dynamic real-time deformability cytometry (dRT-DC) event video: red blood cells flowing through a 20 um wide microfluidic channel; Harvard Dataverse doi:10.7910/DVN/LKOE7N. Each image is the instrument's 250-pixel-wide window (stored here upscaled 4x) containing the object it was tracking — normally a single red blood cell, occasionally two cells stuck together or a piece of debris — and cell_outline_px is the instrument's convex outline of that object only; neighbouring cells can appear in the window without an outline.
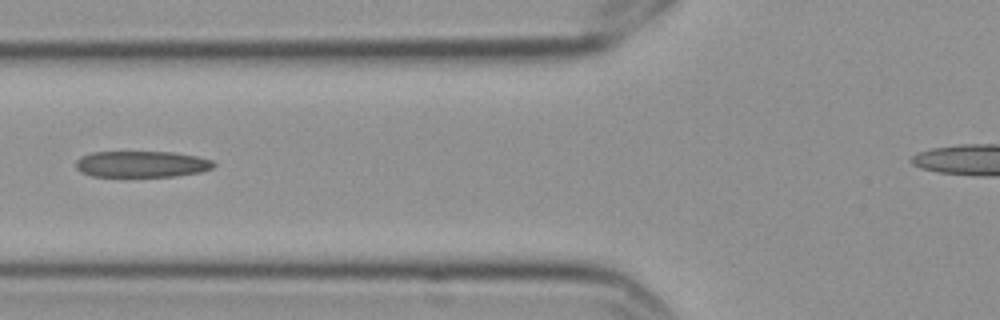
{"species": "Egyptian fruit bat (a non-hibernating species)", "species_latin": "Rousettus aegyptiacus", "temperature_condition": "cold", "stored_images_in_passage": 6, "camera_frame_rate_fps": 3000, "um_per_image_px": 0.085, "frame": {"image": 1, "passage_image": 5, "time_ms": 1.333, "image_size_px": [1000, 320], "cell_outline_px": [[216, 164], [212, 168], [200, 172], [176, 176], [92, 176], [80, 172], [76, 168], [76, 160], [80, 156], [92, 152], [172, 152], [196, 156], [212, 160]], "centroid_in_image_um": [12.02, 13.95], "position_along_channel_um": 113.8, "area_um2": 21.1}}
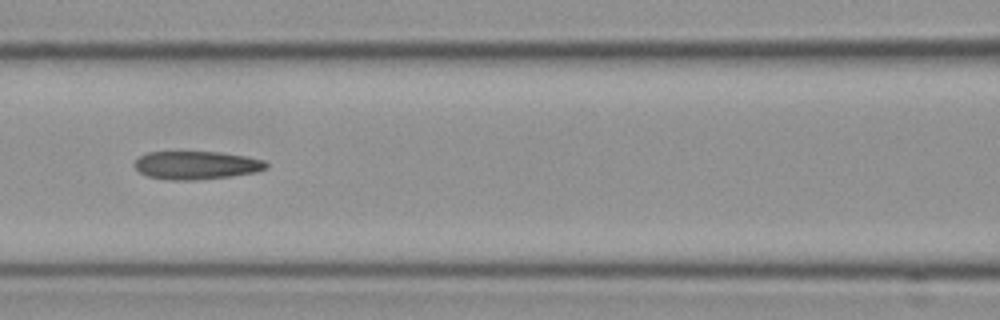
{"frame": {"image": 2, "passage_image": 6, "time_ms": 1.667, "image_size_px": [1000, 320], "cell_outline_px": [[268, 168], [256, 172], [228, 176], [192, 180], [176, 180], [148, 176], [140, 172], [132, 164], [140, 156], [148, 152], [220, 152], [244, 156], [264, 160], [268, 164]], "centroid_in_image_um": [16.7, 14.03], "position_along_channel_um": 149.9, "area_um2": 21.39}}